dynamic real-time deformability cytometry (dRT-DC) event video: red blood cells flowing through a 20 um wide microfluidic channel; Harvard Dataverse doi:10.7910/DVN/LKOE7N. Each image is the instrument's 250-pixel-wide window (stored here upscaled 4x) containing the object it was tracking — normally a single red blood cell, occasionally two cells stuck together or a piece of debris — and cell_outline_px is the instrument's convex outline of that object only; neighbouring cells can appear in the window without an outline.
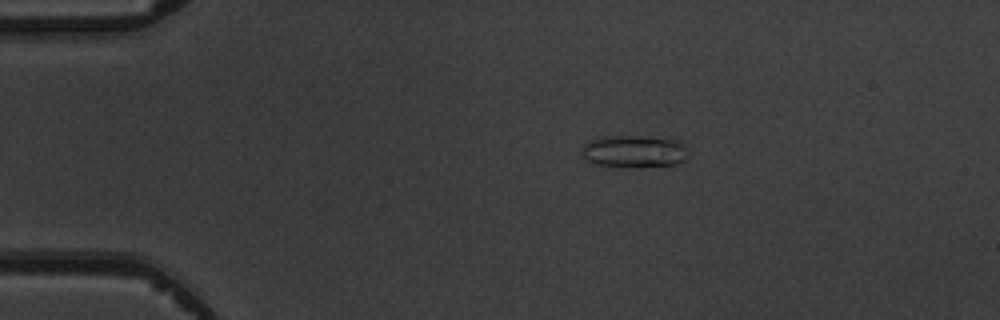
{"species": "common noctule bat (a hibernating species)", "species_latin": "Nyctalus noctula", "temperature_condition": "warm", "stored_images_in_passage": 8, "camera_frame_rate_fps": 3000, "um_per_image_px": 0.085, "animal": {"sex": "male", "body_mass_g": 19.5, "forearm_length_mm": 54.6}, "frame": {"image": 1, "passage_image": 4, "time_ms": 3.333, "image_size_px": [1000, 320], "cell_outline_px": [[688, 148], [684, 160], [676, 164], [596, 164], [580, 156], [584, 144], [588, 140], [604, 136], [636, 136], [672, 140]], "centroid_in_image_um": [53.82, 12.81], "position_along_channel_um": 31.2, "area_um2": 18.73}}
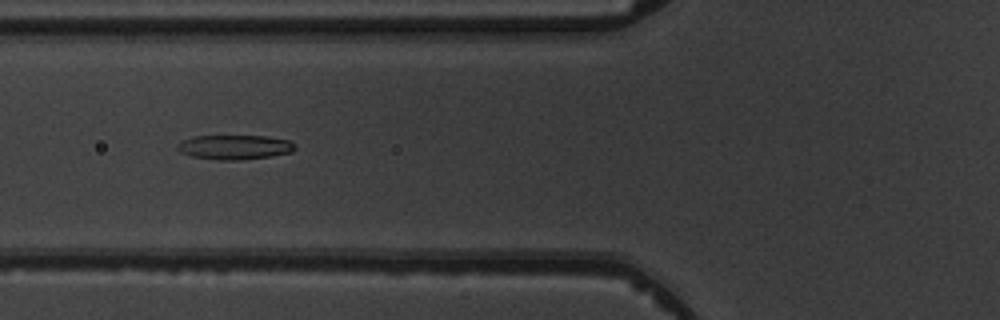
{"frame": {"image": 2, "passage_image": 7, "time_ms": 6.667, "image_size_px": [1000, 320], "cell_outline_px": [[296, 148], [292, 152], [272, 156], [236, 160], [220, 160], [192, 156], [180, 152], [176, 148], [176, 144], [180, 140], [192, 136], [268, 136], [288, 140], [296, 144]], "centroid_in_image_um": [19.93, 12.5], "position_along_channel_um": 105.9, "area_um2": 16.94}}
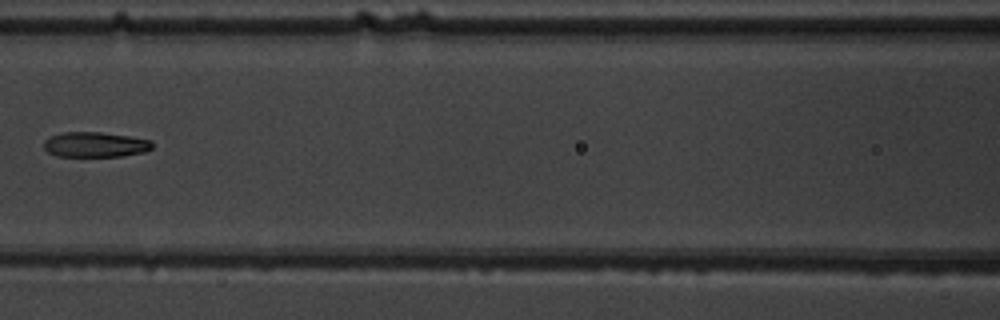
{"frame": {"image": 3, "passage_image": 8, "time_ms": 8.0, "image_size_px": [1000, 320], "cell_outline_px": [[152, 148], [144, 152], [124, 156], [56, 156], [48, 152], [44, 148], [44, 140], [52, 136], [64, 132], [100, 132], [128, 136], [152, 140]], "centroid_in_image_um": [8.1, 12.29], "position_along_channel_um": 158.5, "area_um2": 15.84}}